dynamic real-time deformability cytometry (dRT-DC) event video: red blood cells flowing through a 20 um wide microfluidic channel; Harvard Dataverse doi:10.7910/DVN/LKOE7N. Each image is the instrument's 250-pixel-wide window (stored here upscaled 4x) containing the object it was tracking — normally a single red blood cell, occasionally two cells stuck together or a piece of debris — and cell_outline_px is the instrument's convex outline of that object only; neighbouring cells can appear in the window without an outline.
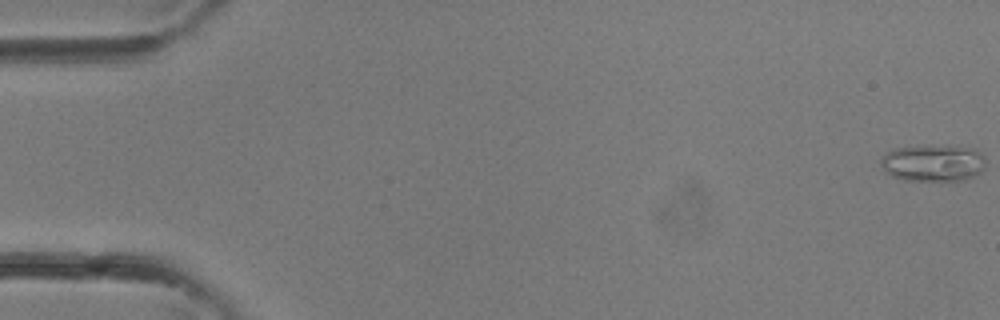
{"species": "common noctule bat (a hibernating species)", "species_latin": "Nyctalus noctula", "temperature_condition": "room temperature", "stored_images_in_passage": 36, "camera_frame_rate_fps": 3000, "um_per_image_px": 0.085, "animal": {"sex": "female"}, "frame": {"image": 1, "passage_image": 1, "time_ms": 0.0, "image_size_px": [1000, 320], "cell_outline_px": [[984, 168], [980, 172], [964, 180], [904, 180], [892, 176], [884, 172], [880, 164], [880, 160], [888, 152], [896, 148], [948, 144], [972, 148], [980, 152], [984, 156]], "centroid_in_image_um": [79.32, 13.84], "position_along_channel_um": 5.7, "area_um2": 22.66}}
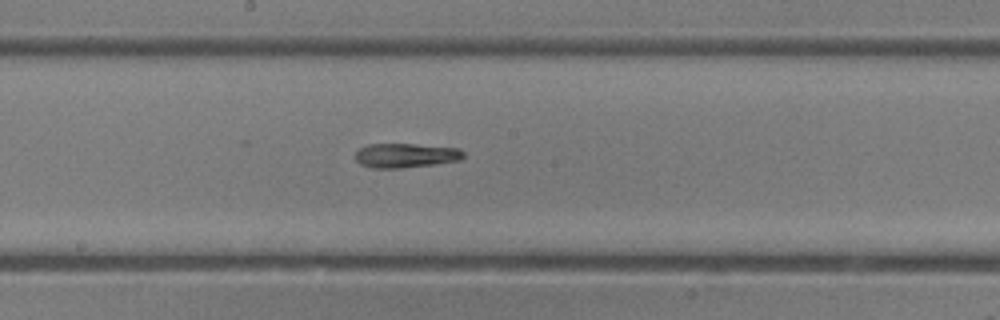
{"frame": {"image": 2, "passage_image": 20, "time_ms": 6.333, "image_size_px": [1000, 320], "cell_outline_px": [[464, 156], [460, 160], [436, 164], [400, 168], [372, 168], [360, 164], [356, 160], [356, 152], [360, 148], [368, 144], [416, 144], [460, 148], [464, 152]], "centroid_in_image_um": [34.5, 13.21], "position_along_channel_um": 213.7, "area_um2": 15.43}}
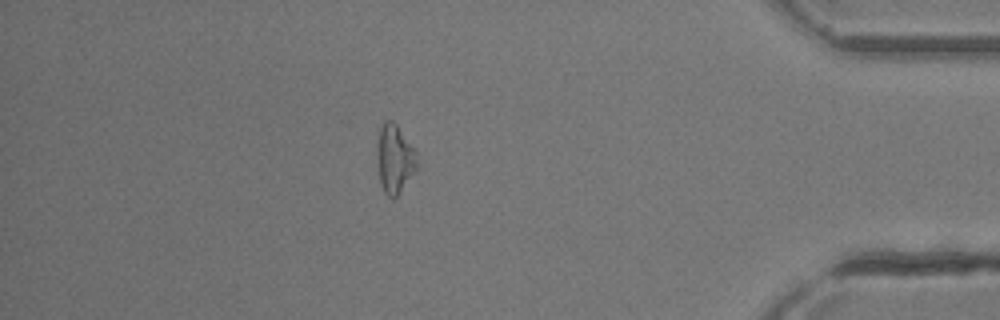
{"frame": {"image": 3, "passage_image": 32, "time_ms": 10.333, "image_size_px": [1000, 320], "cell_outline_px": [[416, 168], [396, 196], [388, 196], [384, 192], [380, 184], [376, 156], [376, 144], [380, 128], [384, 120], [392, 120], [396, 124], [416, 152]], "centroid_in_image_um": [33.49, 13.46], "position_along_channel_um": 401.7, "area_um2": 15.66}}